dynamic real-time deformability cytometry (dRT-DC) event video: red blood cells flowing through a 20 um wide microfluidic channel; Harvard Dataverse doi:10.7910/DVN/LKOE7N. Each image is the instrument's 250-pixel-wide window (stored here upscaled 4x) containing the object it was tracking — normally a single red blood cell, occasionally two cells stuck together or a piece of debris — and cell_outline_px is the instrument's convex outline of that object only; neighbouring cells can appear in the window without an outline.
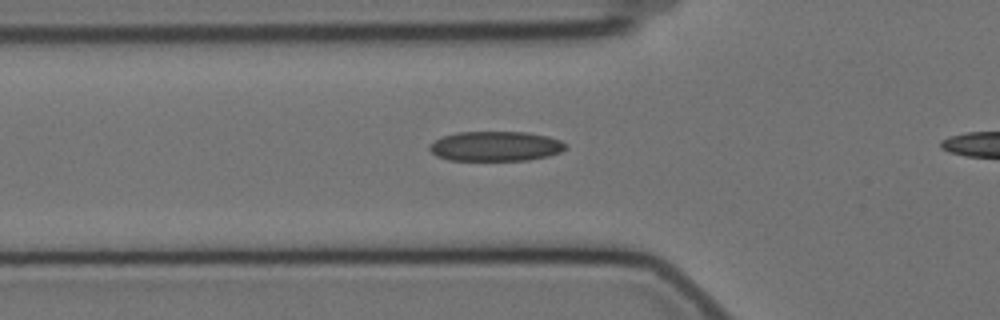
{"species": "Egyptian fruit bat (a non-hibernating species)", "species_latin": "Rousettus aegyptiacus", "temperature_condition": "cold", "stored_images_in_passage": 31, "camera_frame_rate_fps": 3000, "um_per_image_px": 0.085, "animal": {"sex": "female"}, "frame": {"image": 1, "passage_image": 3, "time_ms": 0.667, "image_size_px": [1000, 320], "cell_outline_px": [[568, 144], [560, 152], [548, 156], [528, 160], [448, 160], [436, 156], [428, 148], [428, 144], [440, 136], [456, 132], [524, 132], [548, 136], [560, 140]], "centroid_in_image_um": [42.07, 12.42], "position_along_channel_um": 83.7, "area_um2": 23.81}}
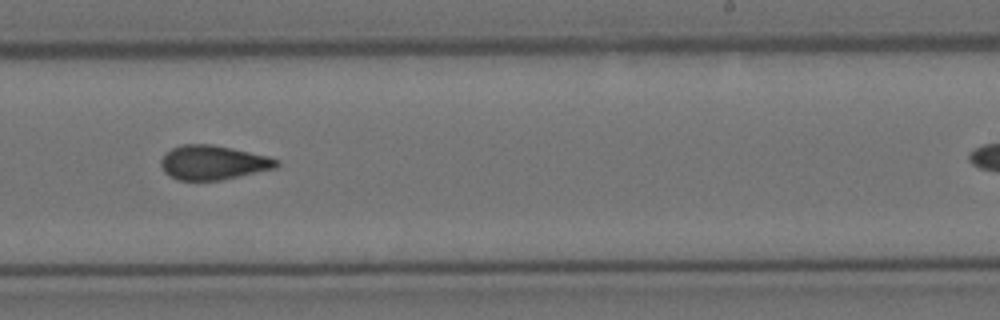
{"frame": {"image": 2, "passage_image": 19, "time_ms": 6.0, "image_size_px": [1000, 320], "cell_outline_px": [[280, 164], [276, 168], [220, 180], [176, 180], [164, 172], [160, 164], [160, 160], [172, 148], [184, 144], [212, 144], [232, 148], [268, 156], [280, 160]], "centroid_in_image_um": [18.12, 13.82], "position_along_channel_um": 270.9, "area_um2": 23.06}}
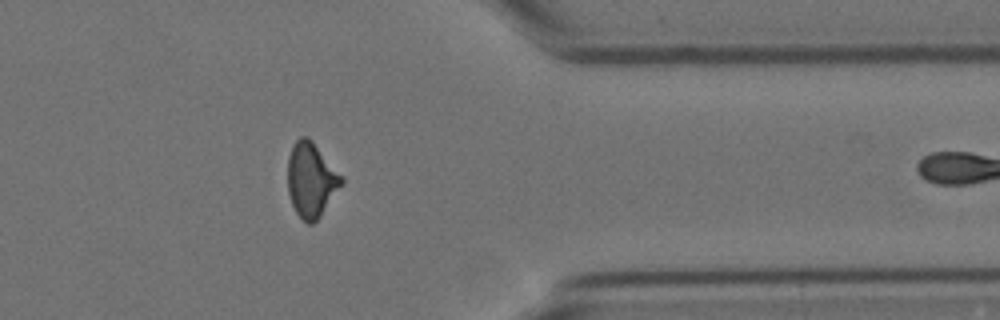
{"frame": {"image": 3, "passage_image": 30, "time_ms": 9.667, "image_size_px": [1000, 320], "cell_outline_px": [[344, 184], [320, 216], [312, 224], [308, 224], [296, 212], [292, 204], [288, 192], [288, 156], [292, 144], [300, 136], [308, 136], [312, 140], [344, 176]], "centroid_in_image_um": [26.48, 15.25], "position_along_channel_um": 384.9, "area_um2": 23.7}}